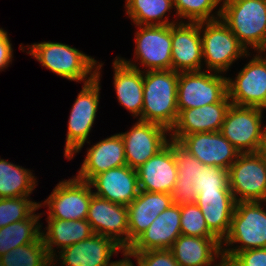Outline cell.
<instances>
[{
    "label": "cell",
    "mask_w": 266,
    "mask_h": 266,
    "mask_svg": "<svg viewBox=\"0 0 266 266\" xmlns=\"http://www.w3.org/2000/svg\"><path fill=\"white\" fill-rule=\"evenodd\" d=\"M180 72L178 111L220 102L227 95V77L210 71Z\"/></svg>",
    "instance_id": "cell-7"
},
{
    "label": "cell",
    "mask_w": 266,
    "mask_h": 266,
    "mask_svg": "<svg viewBox=\"0 0 266 266\" xmlns=\"http://www.w3.org/2000/svg\"><path fill=\"white\" fill-rule=\"evenodd\" d=\"M140 191L171 194L178 178L174 140L136 169Z\"/></svg>",
    "instance_id": "cell-16"
},
{
    "label": "cell",
    "mask_w": 266,
    "mask_h": 266,
    "mask_svg": "<svg viewBox=\"0 0 266 266\" xmlns=\"http://www.w3.org/2000/svg\"><path fill=\"white\" fill-rule=\"evenodd\" d=\"M41 204L30 201L28 196L0 198V228L27 219Z\"/></svg>",
    "instance_id": "cell-33"
},
{
    "label": "cell",
    "mask_w": 266,
    "mask_h": 266,
    "mask_svg": "<svg viewBox=\"0 0 266 266\" xmlns=\"http://www.w3.org/2000/svg\"><path fill=\"white\" fill-rule=\"evenodd\" d=\"M177 142L204 165L227 170L240 154L220 132L193 133L182 136Z\"/></svg>",
    "instance_id": "cell-15"
},
{
    "label": "cell",
    "mask_w": 266,
    "mask_h": 266,
    "mask_svg": "<svg viewBox=\"0 0 266 266\" xmlns=\"http://www.w3.org/2000/svg\"><path fill=\"white\" fill-rule=\"evenodd\" d=\"M126 14L136 26L174 25L175 21L163 17L173 8V0H126Z\"/></svg>",
    "instance_id": "cell-30"
},
{
    "label": "cell",
    "mask_w": 266,
    "mask_h": 266,
    "mask_svg": "<svg viewBox=\"0 0 266 266\" xmlns=\"http://www.w3.org/2000/svg\"><path fill=\"white\" fill-rule=\"evenodd\" d=\"M0 266H52L42 237L28 245L10 250L0 257Z\"/></svg>",
    "instance_id": "cell-31"
},
{
    "label": "cell",
    "mask_w": 266,
    "mask_h": 266,
    "mask_svg": "<svg viewBox=\"0 0 266 266\" xmlns=\"http://www.w3.org/2000/svg\"><path fill=\"white\" fill-rule=\"evenodd\" d=\"M221 19L248 51H266V0H222Z\"/></svg>",
    "instance_id": "cell-2"
},
{
    "label": "cell",
    "mask_w": 266,
    "mask_h": 266,
    "mask_svg": "<svg viewBox=\"0 0 266 266\" xmlns=\"http://www.w3.org/2000/svg\"><path fill=\"white\" fill-rule=\"evenodd\" d=\"M87 151L86 158L76 176L79 180L89 182L99 173L127 165L124 142L120 134L99 141Z\"/></svg>",
    "instance_id": "cell-24"
},
{
    "label": "cell",
    "mask_w": 266,
    "mask_h": 266,
    "mask_svg": "<svg viewBox=\"0 0 266 266\" xmlns=\"http://www.w3.org/2000/svg\"><path fill=\"white\" fill-rule=\"evenodd\" d=\"M13 58L12 44L5 30L0 28V71L7 68Z\"/></svg>",
    "instance_id": "cell-40"
},
{
    "label": "cell",
    "mask_w": 266,
    "mask_h": 266,
    "mask_svg": "<svg viewBox=\"0 0 266 266\" xmlns=\"http://www.w3.org/2000/svg\"><path fill=\"white\" fill-rule=\"evenodd\" d=\"M225 266H266V248L237 252Z\"/></svg>",
    "instance_id": "cell-38"
},
{
    "label": "cell",
    "mask_w": 266,
    "mask_h": 266,
    "mask_svg": "<svg viewBox=\"0 0 266 266\" xmlns=\"http://www.w3.org/2000/svg\"><path fill=\"white\" fill-rule=\"evenodd\" d=\"M101 64L96 65V77L84 83L73 104L68 121V132L65 143L64 156L70 160L79 152L86 140L96 118L99 105L100 69Z\"/></svg>",
    "instance_id": "cell-5"
},
{
    "label": "cell",
    "mask_w": 266,
    "mask_h": 266,
    "mask_svg": "<svg viewBox=\"0 0 266 266\" xmlns=\"http://www.w3.org/2000/svg\"><path fill=\"white\" fill-rule=\"evenodd\" d=\"M135 35V58L146 71L172 69V25H140Z\"/></svg>",
    "instance_id": "cell-11"
},
{
    "label": "cell",
    "mask_w": 266,
    "mask_h": 266,
    "mask_svg": "<svg viewBox=\"0 0 266 266\" xmlns=\"http://www.w3.org/2000/svg\"><path fill=\"white\" fill-rule=\"evenodd\" d=\"M138 261L139 266H180L170 249L130 252Z\"/></svg>",
    "instance_id": "cell-37"
},
{
    "label": "cell",
    "mask_w": 266,
    "mask_h": 266,
    "mask_svg": "<svg viewBox=\"0 0 266 266\" xmlns=\"http://www.w3.org/2000/svg\"><path fill=\"white\" fill-rule=\"evenodd\" d=\"M264 127L265 128L263 130L262 137L259 143V147L256 153L260 156V158L264 161L266 165V126Z\"/></svg>",
    "instance_id": "cell-42"
},
{
    "label": "cell",
    "mask_w": 266,
    "mask_h": 266,
    "mask_svg": "<svg viewBox=\"0 0 266 266\" xmlns=\"http://www.w3.org/2000/svg\"><path fill=\"white\" fill-rule=\"evenodd\" d=\"M181 235L216 237L207 227L204 216L196 203L181 205Z\"/></svg>",
    "instance_id": "cell-35"
},
{
    "label": "cell",
    "mask_w": 266,
    "mask_h": 266,
    "mask_svg": "<svg viewBox=\"0 0 266 266\" xmlns=\"http://www.w3.org/2000/svg\"><path fill=\"white\" fill-rule=\"evenodd\" d=\"M200 28L204 29L201 39L207 71L221 74L238 58L250 55L221 18L200 22Z\"/></svg>",
    "instance_id": "cell-6"
},
{
    "label": "cell",
    "mask_w": 266,
    "mask_h": 266,
    "mask_svg": "<svg viewBox=\"0 0 266 266\" xmlns=\"http://www.w3.org/2000/svg\"><path fill=\"white\" fill-rule=\"evenodd\" d=\"M181 205L173 203L160 213L150 226L132 243L129 252L170 249L181 235Z\"/></svg>",
    "instance_id": "cell-20"
},
{
    "label": "cell",
    "mask_w": 266,
    "mask_h": 266,
    "mask_svg": "<svg viewBox=\"0 0 266 266\" xmlns=\"http://www.w3.org/2000/svg\"><path fill=\"white\" fill-rule=\"evenodd\" d=\"M258 55H261L260 57L263 59V61L266 63V57L264 56H262V54H258Z\"/></svg>",
    "instance_id": "cell-43"
},
{
    "label": "cell",
    "mask_w": 266,
    "mask_h": 266,
    "mask_svg": "<svg viewBox=\"0 0 266 266\" xmlns=\"http://www.w3.org/2000/svg\"><path fill=\"white\" fill-rule=\"evenodd\" d=\"M47 232L42 231L41 237L44 241L47 254L52 259V266H55L54 245L56 248L64 249L77 242L90 238L94 232L90 223L86 220H60L48 219ZM56 254V255H55Z\"/></svg>",
    "instance_id": "cell-27"
},
{
    "label": "cell",
    "mask_w": 266,
    "mask_h": 266,
    "mask_svg": "<svg viewBox=\"0 0 266 266\" xmlns=\"http://www.w3.org/2000/svg\"><path fill=\"white\" fill-rule=\"evenodd\" d=\"M174 157L178 171L176 182H193L197 185L198 165L201 163L191 153L174 141Z\"/></svg>",
    "instance_id": "cell-36"
},
{
    "label": "cell",
    "mask_w": 266,
    "mask_h": 266,
    "mask_svg": "<svg viewBox=\"0 0 266 266\" xmlns=\"http://www.w3.org/2000/svg\"><path fill=\"white\" fill-rule=\"evenodd\" d=\"M86 220L94 234L111 238L124 250H128L127 206L112 203L93 194Z\"/></svg>",
    "instance_id": "cell-14"
},
{
    "label": "cell",
    "mask_w": 266,
    "mask_h": 266,
    "mask_svg": "<svg viewBox=\"0 0 266 266\" xmlns=\"http://www.w3.org/2000/svg\"><path fill=\"white\" fill-rule=\"evenodd\" d=\"M28 169L0 158V198L29 196L36 186V178Z\"/></svg>",
    "instance_id": "cell-28"
},
{
    "label": "cell",
    "mask_w": 266,
    "mask_h": 266,
    "mask_svg": "<svg viewBox=\"0 0 266 266\" xmlns=\"http://www.w3.org/2000/svg\"><path fill=\"white\" fill-rule=\"evenodd\" d=\"M260 203L261 201L236 202L229 233L221 244L229 247L239 243L241 246L223 248L221 245L224 264L237 252L266 248V211Z\"/></svg>",
    "instance_id": "cell-3"
},
{
    "label": "cell",
    "mask_w": 266,
    "mask_h": 266,
    "mask_svg": "<svg viewBox=\"0 0 266 266\" xmlns=\"http://www.w3.org/2000/svg\"><path fill=\"white\" fill-rule=\"evenodd\" d=\"M89 182L74 177L61 181L44 201L48 205L47 219L83 220L87 219L89 204L93 195Z\"/></svg>",
    "instance_id": "cell-10"
},
{
    "label": "cell",
    "mask_w": 266,
    "mask_h": 266,
    "mask_svg": "<svg viewBox=\"0 0 266 266\" xmlns=\"http://www.w3.org/2000/svg\"><path fill=\"white\" fill-rule=\"evenodd\" d=\"M114 88L119 103L133 116L141 118L143 109V71L130 61L116 57L113 62Z\"/></svg>",
    "instance_id": "cell-25"
},
{
    "label": "cell",
    "mask_w": 266,
    "mask_h": 266,
    "mask_svg": "<svg viewBox=\"0 0 266 266\" xmlns=\"http://www.w3.org/2000/svg\"><path fill=\"white\" fill-rule=\"evenodd\" d=\"M235 81L227 78V95L233 105L266 109V63L253 56Z\"/></svg>",
    "instance_id": "cell-12"
},
{
    "label": "cell",
    "mask_w": 266,
    "mask_h": 266,
    "mask_svg": "<svg viewBox=\"0 0 266 266\" xmlns=\"http://www.w3.org/2000/svg\"><path fill=\"white\" fill-rule=\"evenodd\" d=\"M221 245L217 237L180 235L170 250L180 266H212V262L219 256L221 262L215 266H225Z\"/></svg>",
    "instance_id": "cell-26"
},
{
    "label": "cell",
    "mask_w": 266,
    "mask_h": 266,
    "mask_svg": "<svg viewBox=\"0 0 266 266\" xmlns=\"http://www.w3.org/2000/svg\"><path fill=\"white\" fill-rule=\"evenodd\" d=\"M228 173L236 202L266 201V165L256 152L240 153Z\"/></svg>",
    "instance_id": "cell-9"
},
{
    "label": "cell",
    "mask_w": 266,
    "mask_h": 266,
    "mask_svg": "<svg viewBox=\"0 0 266 266\" xmlns=\"http://www.w3.org/2000/svg\"><path fill=\"white\" fill-rule=\"evenodd\" d=\"M220 2L222 0H173V5L178 17L188 18L190 23H199L221 18V7L216 12L218 17L210 14Z\"/></svg>",
    "instance_id": "cell-32"
},
{
    "label": "cell",
    "mask_w": 266,
    "mask_h": 266,
    "mask_svg": "<svg viewBox=\"0 0 266 266\" xmlns=\"http://www.w3.org/2000/svg\"><path fill=\"white\" fill-rule=\"evenodd\" d=\"M194 187L195 184L193 182H176L174 190L171 193L172 202L177 205L195 203L197 193Z\"/></svg>",
    "instance_id": "cell-39"
},
{
    "label": "cell",
    "mask_w": 266,
    "mask_h": 266,
    "mask_svg": "<svg viewBox=\"0 0 266 266\" xmlns=\"http://www.w3.org/2000/svg\"><path fill=\"white\" fill-rule=\"evenodd\" d=\"M27 47L29 49L27 54L58 76L76 82L84 81V83L96 77L98 61L76 48L58 42L34 43Z\"/></svg>",
    "instance_id": "cell-4"
},
{
    "label": "cell",
    "mask_w": 266,
    "mask_h": 266,
    "mask_svg": "<svg viewBox=\"0 0 266 266\" xmlns=\"http://www.w3.org/2000/svg\"><path fill=\"white\" fill-rule=\"evenodd\" d=\"M122 253L125 258L120 259L119 261L111 262L110 266H135L132 263V260L130 259V257H132L131 253L128 250H123ZM137 266H139L138 261H137Z\"/></svg>",
    "instance_id": "cell-41"
},
{
    "label": "cell",
    "mask_w": 266,
    "mask_h": 266,
    "mask_svg": "<svg viewBox=\"0 0 266 266\" xmlns=\"http://www.w3.org/2000/svg\"><path fill=\"white\" fill-rule=\"evenodd\" d=\"M172 204V195L169 193L139 191L138 196L127 206L128 248Z\"/></svg>",
    "instance_id": "cell-22"
},
{
    "label": "cell",
    "mask_w": 266,
    "mask_h": 266,
    "mask_svg": "<svg viewBox=\"0 0 266 266\" xmlns=\"http://www.w3.org/2000/svg\"><path fill=\"white\" fill-rule=\"evenodd\" d=\"M231 104L226 95L214 104L180 110L175 125L169 132H172L170 140L178 141L182 136L193 133L219 132Z\"/></svg>",
    "instance_id": "cell-18"
},
{
    "label": "cell",
    "mask_w": 266,
    "mask_h": 266,
    "mask_svg": "<svg viewBox=\"0 0 266 266\" xmlns=\"http://www.w3.org/2000/svg\"><path fill=\"white\" fill-rule=\"evenodd\" d=\"M179 72L143 70V109L138 120L164 126L169 131L178 117L177 89Z\"/></svg>",
    "instance_id": "cell-1"
},
{
    "label": "cell",
    "mask_w": 266,
    "mask_h": 266,
    "mask_svg": "<svg viewBox=\"0 0 266 266\" xmlns=\"http://www.w3.org/2000/svg\"><path fill=\"white\" fill-rule=\"evenodd\" d=\"M89 183L97 190L94 195L124 206H128L140 191L137 171L128 165L99 173Z\"/></svg>",
    "instance_id": "cell-19"
},
{
    "label": "cell",
    "mask_w": 266,
    "mask_h": 266,
    "mask_svg": "<svg viewBox=\"0 0 266 266\" xmlns=\"http://www.w3.org/2000/svg\"><path fill=\"white\" fill-rule=\"evenodd\" d=\"M199 23L182 22L172 25V70L202 71L203 52Z\"/></svg>",
    "instance_id": "cell-17"
},
{
    "label": "cell",
    "mask_w": 266,
    "mask_h": 266,
    "mask_svg": "<svg viewBox=\"0 0 266 266\" xmlns=\"http://www.w3.org/2000/svg\"><path fill=\"white\" fill-rule=\"evenodd\" d=\"M196 193L200 191H231L229 187V173L219 166L198 165Z\"/></svg>",
    "instance_id": "cell-34"
},
{
    "label": "cell",
    "mask_w": 266,
    "mask_h": 266,
    "mask_svg": "<svg viewBox=\"0 0 266 266\" xmlns=\"http://www.w3.org/2000/svg\"><path fill=\"white\" fill-rule=\"evenodd\" d=\"M41 216L33 212L27 219L0 228V257L10 250L28 245L41 238Z\"/></svg>",
    "instance_id": "cell-29"
},
{
    "label": "cell",
    "mask_w": 266,
    "mask_h": 266,
    "mask_svg": "<svg viewBox=\"0 0 266 266\" xmlns=\"http://www.w3.org/2000/svg\"><path fill=\"white\" fill-rule=\"evenodd\" d=\"M170 132L162 125L138 120L129 132L119 133L124 142L126 163L137 169L169 142Z\"/></svg>",
    "instance_id": "cell-13"
},
{
    "label": "cell",
    "mask_w": 266,
    "mask_h": 266,
    "mask_svg": "<svg viewBox=\"0 0 266 266\" xmlns=\"http://www.w3.org/2000/svg\"><path fill=\"white\" fill-rule=\"evenodd\" d=\"M124 250L111 238L93 234L59 252L61 266H110L113 254ZM62 259V260H60Z\"/></svg>",
    "instance_id": "cell-21"
},
{
    "label": "cell",
    "mask_w": 266,
    "mask_h": 266,
    "mask_svg": "<svg viewBox=\"0 0 266 266\" xmlns=\"http://www.w3.org/2000/svg\"><path fill=\"white\" fill-rule=\"evenodd\" d=\"M195 203L209 230L222 242L228 235L236 200L231 191H200Z\"/></svg>",
    "instance_id": "cell-23"
},
{
    "label": "cell",
    "mask_w": 266,
    "mask_h": 266,
    "mask_svg": "<svg viewBox=\"0 0 266 266\" xmlns=\"http://www.w3.org/2000/svg\"><path fill=\"white\" fill-rule=\"evenodd\" d=\"M263 109L231 104L220 133L240 152H257L264 127Z\"/></svg>",
    "instance_id": "cell-8"
}]
</instances>
